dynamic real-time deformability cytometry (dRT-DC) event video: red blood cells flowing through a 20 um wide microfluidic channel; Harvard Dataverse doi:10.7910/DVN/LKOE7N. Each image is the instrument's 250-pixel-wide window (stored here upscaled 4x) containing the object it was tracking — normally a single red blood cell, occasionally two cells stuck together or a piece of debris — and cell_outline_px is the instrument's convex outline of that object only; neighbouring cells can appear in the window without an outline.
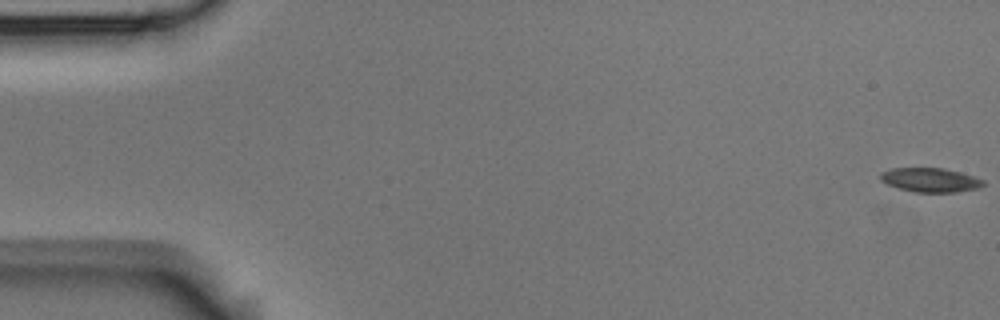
{"species": "Egyptian fruit bat (a non-hibernating species)", "species_latin": "Rousettus aegyptiacus", "temperature_condition": "room temperature", "stored_images_in_passage": 11, "camera_frame_rate_fps": 3000, "um_per_image_px": 0.085, "animal": {"sex": "male"}, "frame": {"image": 1, "passage_image": 1, "time_ms": 0.0, "image_size_px": [1000, 320], "cell_outline_px": [[984, 184], [980, 188], [956, 192], [916, 192], [896, 188], [880, 180], [880, 172], [892, 168], [944, 168], [960, 172], [984, 180]], "centroid_in_image_um": [79.06, 15.3], "position_along_channel_um": 5.9, "area_um2": 14.51}}
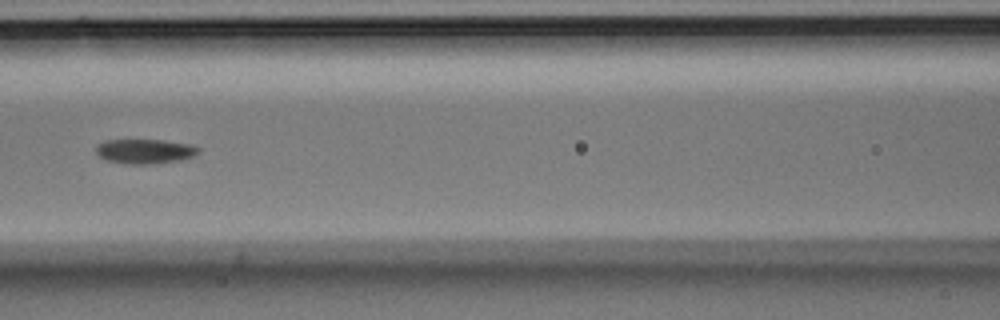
{"frame": {"image": 2, "passage_image": 7, "time_ms": 2.0, "image_size_px": [1000, 320], "cell_outline_px": [[200, 152], [192, 156], [180, 160], [152, 164], [128, 164], [108, 160], [100, 156], [96, 152], [96, 148], [104, 140], [164, 140], [192, 144], [200, 148]], "centroid_in_image_um": [12.36, 12.85], "position_along_channel_um": 154.2, "area_um2": 14.62}}
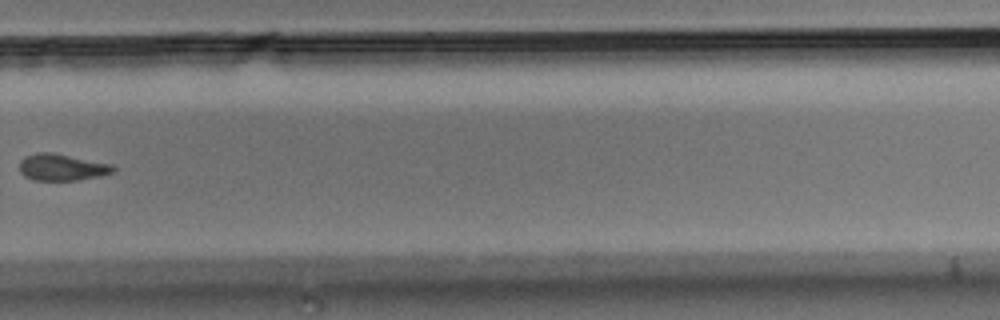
{"frame": {"image": 3, "passage_image": 11, "time_ms": 3.333, "image_size_px": [1000, 320], "cell_outline_px": [[116, 172], [100, 176], [76, 180], [32, 180], [24, 176], [20, 172], [20, 160], [24, 156], [36, 152], [48, 152], [112, 164], [116, 168]], "centroid_in_image_um": [5.25, 14.22], "position_along_channel_um": 324.5, "area_um2": 14.57}}